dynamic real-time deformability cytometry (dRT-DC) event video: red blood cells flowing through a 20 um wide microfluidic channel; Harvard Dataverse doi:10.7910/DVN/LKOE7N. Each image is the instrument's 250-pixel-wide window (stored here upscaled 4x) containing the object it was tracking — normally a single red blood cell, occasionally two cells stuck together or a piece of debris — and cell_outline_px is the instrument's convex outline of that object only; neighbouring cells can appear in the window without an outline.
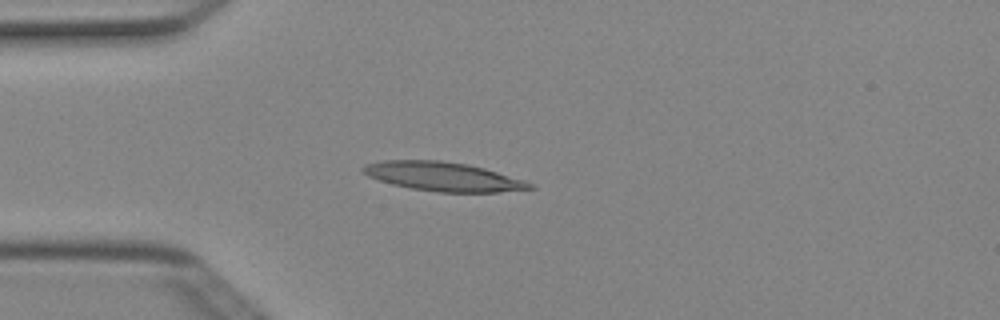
{"species": "Egyptian fruit bat (a non-hibernating species)", "species_latin": "Rousettus aegyptiacus", "temperature_condition": "cold", "stored_images_in_passage": 2, "camera_frame_rate_fps": 3000, "um_per_image_px": 0.085, "animal": {"sex": "female"}, "frame": {"image": 1, "passage_image": 2, "time_ms": 0.333, "image_size_px": [1000, 320], "cell_outline_px": [[536, 188], [496, 192], [440, 192], [412, 188], [392, 184], [368, 176], [360, 168], [364, 164], [384, 160], [440, 160], [468, 164], [484, 168], [524, 180], [532, 184]], "centroid_in_image_um": [37.65, 15.0], "position_along_channel_um": 47.4, "area_um2": 27.98}}